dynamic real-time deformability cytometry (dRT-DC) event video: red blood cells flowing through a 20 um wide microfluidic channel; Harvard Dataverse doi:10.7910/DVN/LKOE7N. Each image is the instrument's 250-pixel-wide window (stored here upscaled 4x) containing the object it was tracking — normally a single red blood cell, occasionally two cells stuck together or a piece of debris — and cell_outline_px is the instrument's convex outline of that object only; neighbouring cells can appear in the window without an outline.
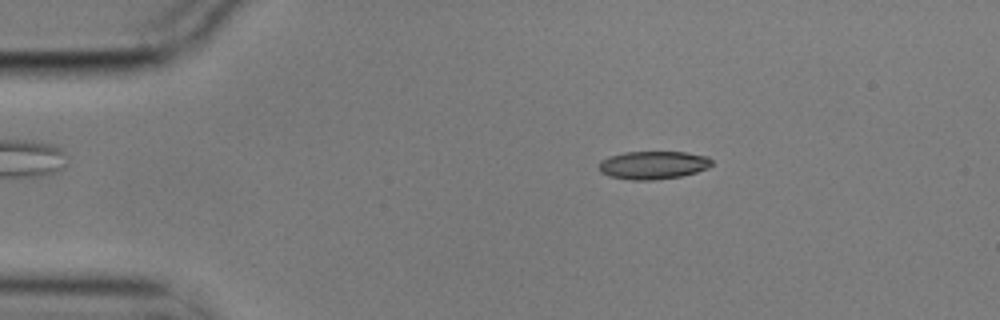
{"species": "common noctule bat (a hibernating species)", "species_latin": "Nyctalus noctula", "temperature_condition": "cold", "stored_images_in_passage": 4, "camera_frame_rate_fps": 3000, "um_per_image_px": 0.085, "animal": {"sex": "male", "body_mass_g": 17.9}, "frame": {"image": 1, "passage_image": 2, "time_ms": 0.333, "image_size_px": [1000, 320], "cell_outline_px": [[712, 164], [708, 168], [696, 172], [680, 176], [652, 180], [632, 180], [608, 176], [600, 172], [600, 160], [608, 156], [624, 152], [688, 152], [708, 156], [712, 160]], "centroid_in_image_um": [55.52, 14.02], "position_along_channel_um": 29.5, "area_um2": 18.55}}
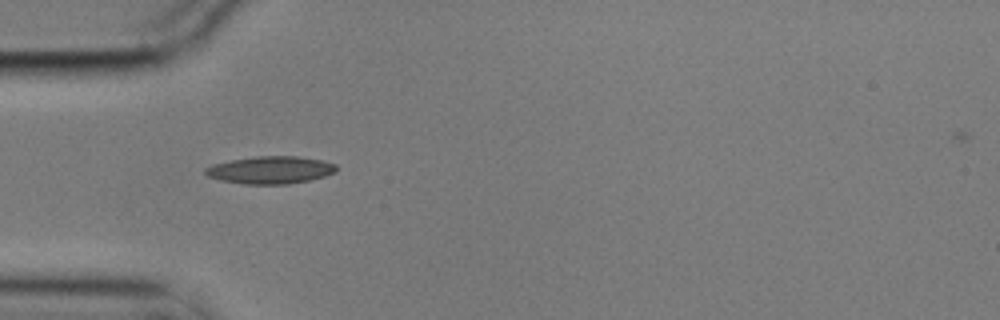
{"frame": {"image": 2, "passage_image": 4, "time_ms": 1.0, "image_size_px": [1000, 320], "cell_outline_px": [[336, 172], [324, 176], [308, 180], [288, 184], [244, 184], [220, 180], [208, 176], [204, 172], [204, 168], [212, 164], [232, 160], [256, 156], [296, 156], [320, 160], [336, 164]], "centroid_in_image_um": [22.96, 14.45], "position_along_channel_um": 62.0, "area_um2": 20.87}}